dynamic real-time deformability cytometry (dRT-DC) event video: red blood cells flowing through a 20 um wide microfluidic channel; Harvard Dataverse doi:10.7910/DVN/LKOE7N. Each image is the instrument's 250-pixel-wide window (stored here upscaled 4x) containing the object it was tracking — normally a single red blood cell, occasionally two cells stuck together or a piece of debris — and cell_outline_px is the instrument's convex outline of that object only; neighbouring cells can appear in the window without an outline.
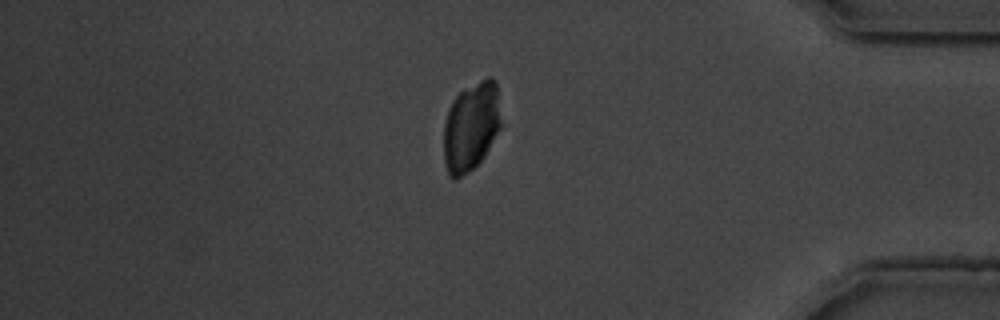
{"species": "common noctule bat (a hibernating species)", "species_latin": "Nyctalus noctula", "temperature_condition": "warm", "stored_images_in_passage": 42, "camera_frame_rate_fps": 3000, "um_per_image_px": 0.085, "animal": {"sex": "male", "body_mass_g": 19.5, "forearm_length_mm": 54.6}, "frame": {"image": 1, "passage_image": 34, "time_ms": 11.0, "image_size_px": [1000, 320], "cell_outline_px": [[500, 128], [484, 156], [468, 172], [456, 180], [452, 180], [448, 176], [444, 160], [444, 124], [448, 112], [456, 96], [460, 92], [480, 80], [488, 76], [492, 76], [496, 80], [500, 120]], "centroid_in_image_um": [40.03, 10.78], "position_along_channel_um": 395.2, "area_um2": 29.42}}